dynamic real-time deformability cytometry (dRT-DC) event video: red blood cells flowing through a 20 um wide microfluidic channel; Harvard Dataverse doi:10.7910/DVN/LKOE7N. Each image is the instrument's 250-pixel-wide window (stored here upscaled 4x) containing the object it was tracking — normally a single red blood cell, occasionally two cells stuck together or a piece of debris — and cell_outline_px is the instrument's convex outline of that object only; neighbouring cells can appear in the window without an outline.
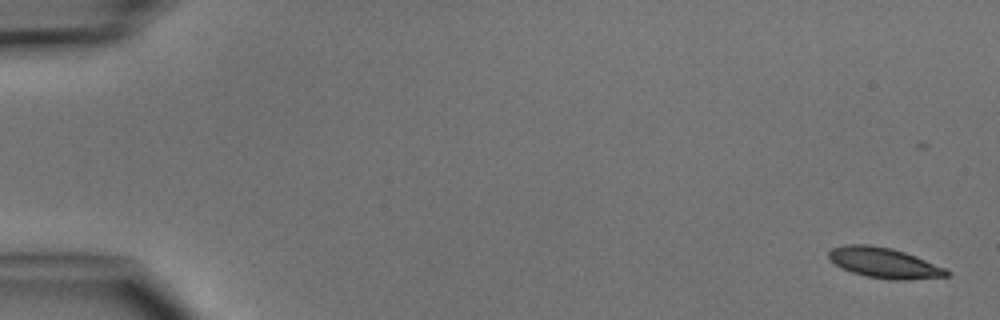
{"species": "common noctule bat (a hibernating species)", "species_latin": "Nyctalus noctula", "temperature_condition": "cold", "stored_images_in_passage": 4, "camera_frame_rate_fps": 3000, "um_per_image_px": 0.085, "animal": {"sex": "male", "body_mass_g": 15.6}, "frame": {"image": 1, "passage_image": 1, "time_ms": 0.0, "image_size_px": [1000, 320], "cell_outline_px": [[952, 272], [948, 276], [908, 280], [888, 280], [868, 276], [852, 272], [840, 268], [828, 260], [828, 252], [832, 248], [844, 244], [868, 244], [892, 248], [916, 256], [944, 268]], "centroid_in_image_um": [75.11, 22.34], "position_along_channel_um": 9.9, "area_um2": 21.04}}
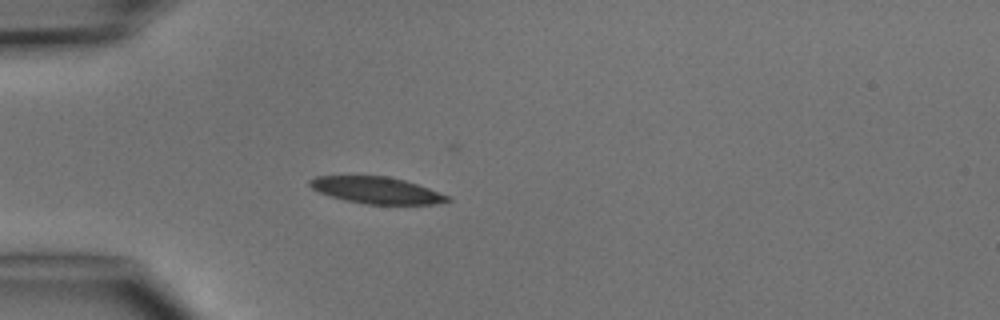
{"frame": {"image": 2, "passage_image": 4, "time_ms": 4.333, "image_size_px": [1000, 320], "cell_outline_px": [[452, 200], [436, 204], [364, 204], [344, 200], [320, 192], [312, 188], [308, 184], [308, 180], [316, 176], [388, 176], [404, 180], [428, 188], [448, 196]], "centroid_in_image_um": [31.98, 16.17], "position_along_channel_um": 53.0, "area_um2": 21.21}}